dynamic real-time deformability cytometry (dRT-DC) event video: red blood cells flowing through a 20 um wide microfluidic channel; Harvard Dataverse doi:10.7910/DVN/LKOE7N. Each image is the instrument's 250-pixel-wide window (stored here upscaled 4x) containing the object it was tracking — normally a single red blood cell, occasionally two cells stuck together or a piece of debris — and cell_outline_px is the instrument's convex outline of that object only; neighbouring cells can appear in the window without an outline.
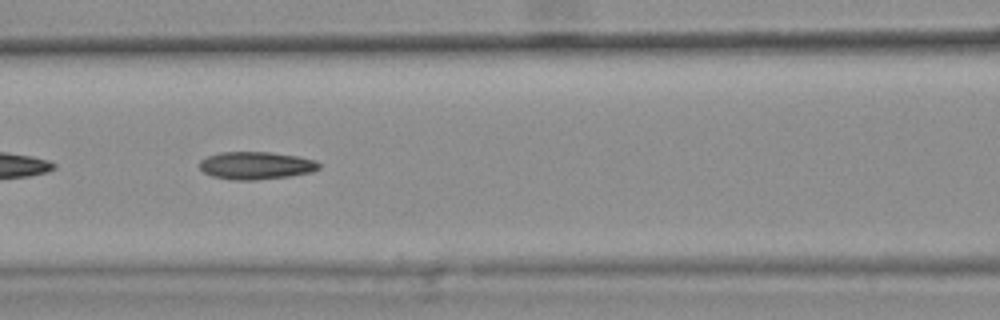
{"species": "common noctule bat (a hibernating species)", "species_latin": "Nyctalus noctula", "temperature_condition": "warm", "stored_images_in_passage": 18, "camera_frame_rate_fps": 3000, "um_per_image_px": 0.085, "animal": {"sex": "female", "body_mass_g": 25.1}, "frame": {"image": 1, "passage_image": 8, "time_ms": 2.333, "image_size_px": [1000, 320], "cell_outline_px": [[320, 168], [312, 172], [288, 176], [256, 180], [232, 180], [212, 176], [204, 172], [200, 168], [200, 160], [208, 156], [220, 152], [268, 152], [296, 156], [316, 160], [320, 164]], "centroid_in_image_um": [21.76, 14.07], "position_along_channel_um": 144.8, "area_um2": 19.19}}